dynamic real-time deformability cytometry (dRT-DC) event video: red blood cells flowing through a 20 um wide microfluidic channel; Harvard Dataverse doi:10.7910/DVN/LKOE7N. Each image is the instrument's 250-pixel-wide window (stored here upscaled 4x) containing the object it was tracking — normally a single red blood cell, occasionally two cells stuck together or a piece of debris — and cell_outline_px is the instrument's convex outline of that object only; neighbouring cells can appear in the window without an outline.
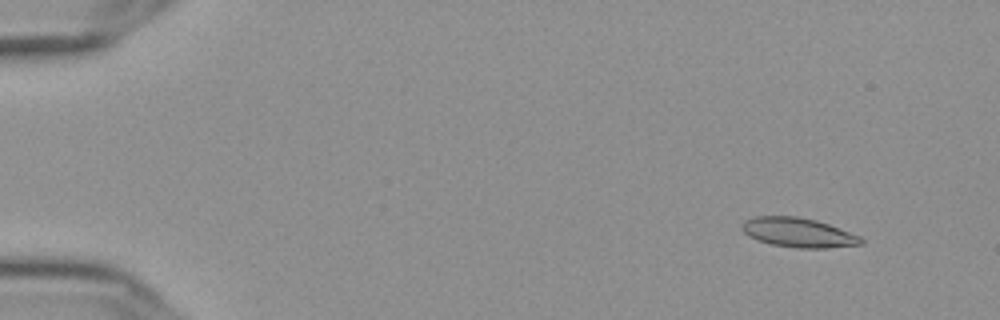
{"species": "Egyptian fruit bat (a non-hibernating species)", "species_latin": "Rousettus aegyptiacus", "temperature_condition": "cold", "stored_images_in_passage": 57, "camera_frame_rate_fps": 3000, "um_per_image_px": 0.085, "frame": {"image": 1, "passage_image": 6, "time_ms": 1.667, "image_size_px": [1000, 320], "cell_outline_px": [[864, 244], [824, 248], [800, 248], [772, 244], [756, 240], [748, 236], [740, 228], [740, 224], [744, 220], [756, 216], [796, 216], [816, 220], [828, 224], [860, 236], [864, 240]], "centroid_in_image_um": [67.82, 19.76], "position_along_channel_um": 17.2, "area_um2": 20.46}}
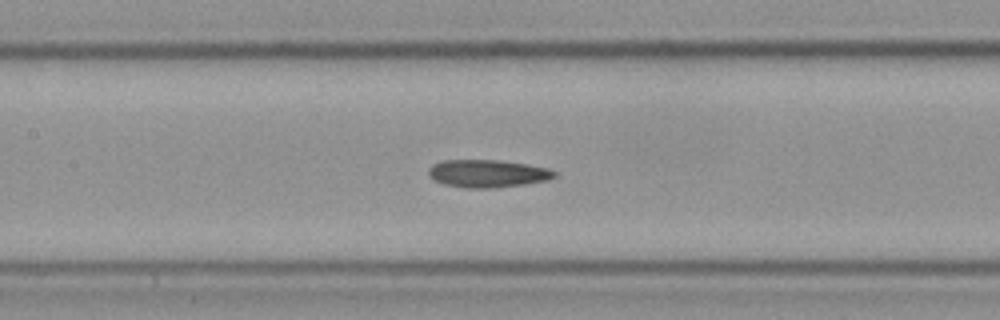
{"frame": {"image": 2, "passage_image": 28, "time_ms": 9.0, "image_size_px": [1000, 320], "cell_outline_px": [[556, 176], [548, 180], [524, 184], [492, 188], [464, 188], [444, 184], [432, 180], [428, 176], [428, 168], [432, 164], [440, 160], [496, 160], [524, 164], [548, 168], [556, 172]], "centroid_in_image_um": [41.37, 14.75], "position_along_channel_um": 166.0, "area_um2": 20.4}}
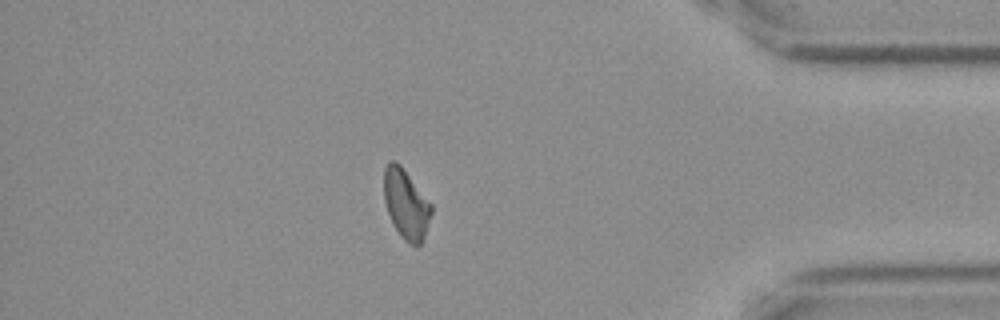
{"frame": {"image": 3, "passage_image": 50, "time_ms": 16.333, "image_size_px": [1000, 320], "cell_outline_px": [[432, 212], [424, 236], [420, 244], [416, 248], [408, 244], [400, 236], [388, 212], [384, 200], [384, 168], [388, 160], [396, 160], [400, 164], [432, 204]], "centroid_in_image_um": [34.51, 17.34], "position_along_channel_um": 400.7, "area_um2": 19.25}, "authors_computed_cell_mechanics": {"area_um2": 19.7676, "velocity_mm_per_s": 3.6347, "shape_relaxation_time_tau1_ms": 9.6592, "shape_relaxation_time_tau2_ms": 4.2066, "deformation_change_tau1": 0.1913, "deformation_change_tau2": 0.1259}}